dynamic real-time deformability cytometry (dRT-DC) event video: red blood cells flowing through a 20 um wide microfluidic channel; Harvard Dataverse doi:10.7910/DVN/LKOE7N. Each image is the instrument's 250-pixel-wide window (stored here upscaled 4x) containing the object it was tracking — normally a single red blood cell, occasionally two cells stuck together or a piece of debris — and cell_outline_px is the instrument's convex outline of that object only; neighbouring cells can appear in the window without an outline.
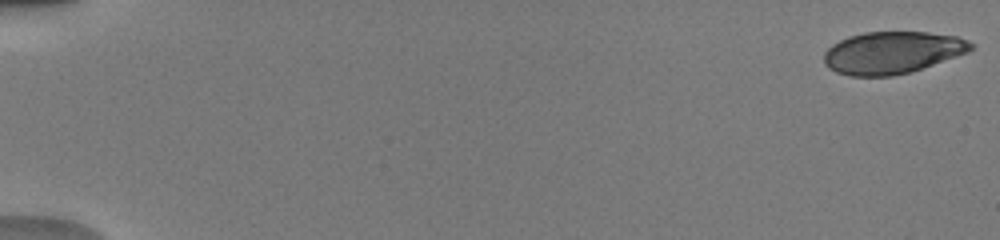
{"species": "human", "species_latin": "Homo sapiens", "temperature_condition": "warm", "stored_images_in_passage": 6, "camera_frame_rate_fps": 3000, "um_per_image_px": 0.085, "donor": {"sex": "male"}, "frame": {"image": 1, "passage_image": 1, "time_ms": 0.0, "image_size_px": [1000, 240], "cell_outline_px": [[972, 48], [968, 52], [912, 72], [892, 76], [848, 76], [836, 72], [828, 68], [824, 64], [824, 52], [832, 44], [848, 36], [864, 32], [928, 32], [956, 36], [968, 40], [972, 44]], "centroid_in_image_um": [75.81, 4.48], "position_along_channel_um": 9.2, "area_um2": 36.24}}
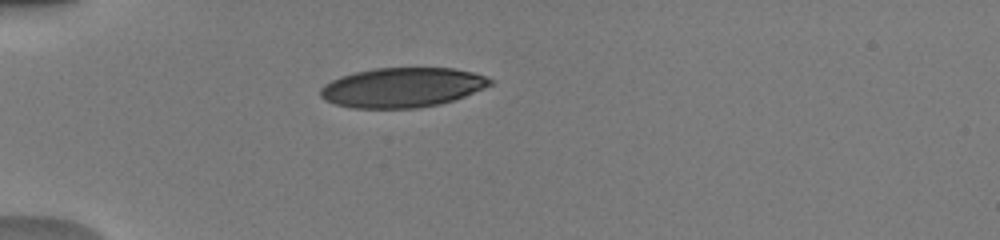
{"frame": {"image": 2, "passage_image": 6, "time_ms": 5.0, "image_size_px": [1000, 240], "cell_outline_px": [[492, 84], [484, 88], [464, 96], [440, 104], [416, 108], [352, 108], [336, 104], [324, 100], [320, 96], [320, 88], [324, 84], [340, 76], [356, 72], [376, 68], [452, 68], [472, 72], [484, 76], [492, 80]], "centroid_in_image_um": [34.16, 7.44], "position_along_channel_um": 50.8, "area_um2": 39.07}}